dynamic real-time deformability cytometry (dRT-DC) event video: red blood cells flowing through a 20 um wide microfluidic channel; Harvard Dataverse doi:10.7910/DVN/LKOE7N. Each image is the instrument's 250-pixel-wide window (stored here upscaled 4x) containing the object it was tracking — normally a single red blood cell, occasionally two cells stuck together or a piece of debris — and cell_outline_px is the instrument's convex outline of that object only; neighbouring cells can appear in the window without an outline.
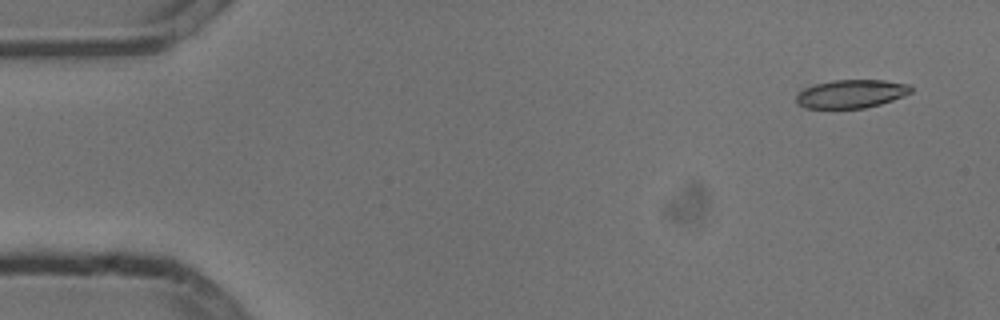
{"species": "common noctule bat (a hibernating species)", "species_latin": "Nyctalus noctula", "temperature_condition": "cold", "stored_images_in_passage": 9, "camera_frame_rate_fps": 3000, "um_per_image_px": 0.085, "animal": {"sex": "male", "body_mass_g": 13.3}, "frame": {"image": 1, "passage_image": 2, "time_ms": 0.333, "image_size_px": [1000, 320], "cell_outline_px": [[912, 92], [904, 96], [880, 104], [864, 108], [804, 108], [796, 104], [796, 92], [800, 88], [812, 84], [832, 80], [884, 80], [908, 84], [912, 88]], "centroid_in_image_um": [72.27, 7.97], "position_along_channel_um": 12.7, "area_um2": 19.31}}
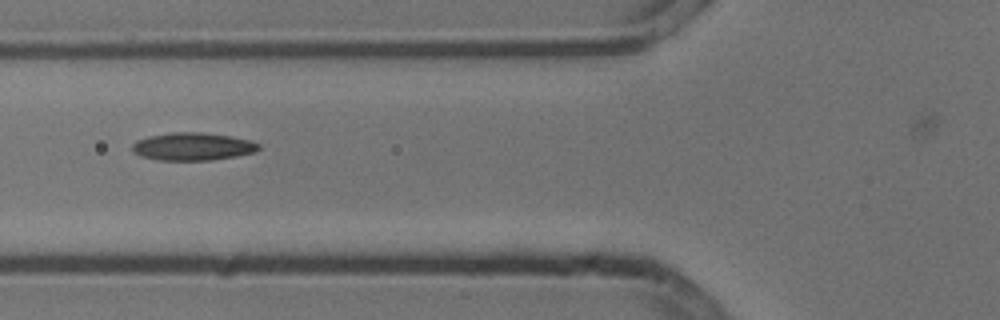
{"frame": {"image": 2, "passage_image": 7, "time_ms": 2.0, "image_size_px": [1000, 320], "cell_outline_px": [[260, 148], [256, 152], [236, 156], [212, 160], [160, 160], [140, 156], [132, 152], [132, 144], [136, 140], [148, 136], [172, 132], [204, 132], [232, 136], [252, 140], [260, 144]], "centroid_in_image_um": [16.4, 12.44], "position_along_channel_um": 109.4, "area_um2": 20.75}}
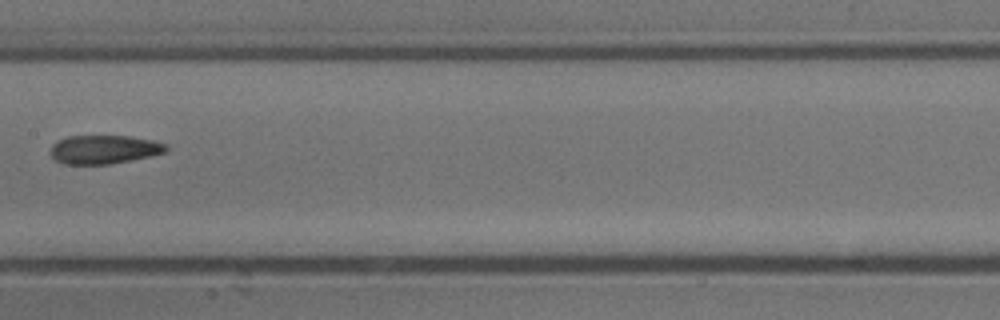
{"frame": {"image": 3, "passage_image": 9, "time_ms": 2.667, "image_size_px": [1000, 320], "cell_outline_px": [[168, 148], [164, 152], [152, 156], [108, 164], [64, 164], [56, 160], [48, 152], [52, 144], [56, 140], [68, 136], [128, 136], [152, 140], [168, 144]], "centroid_in_image_um": [8.81, 12.7], "position_along_channel_um": 198.6, "area_um2": 19.42}}